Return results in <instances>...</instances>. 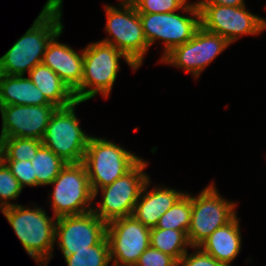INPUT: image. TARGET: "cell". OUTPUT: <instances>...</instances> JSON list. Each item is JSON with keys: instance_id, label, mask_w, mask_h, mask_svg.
Listing matches in <instances>:
<instances>
[{"instance_id": "484cf974", "label": "cell", "mask_w": 266, "mask_h": 266, "mask_svg": "<svg viewBox=\"0 0 266 266\" xmlns=\"http://www.w3.org/2000/svg\"><path fill=\"white\" fill-rule=\"evenodd\" d=\"M133 4L138 13H170L183 10L186 14H200L195 3H187V0H136Z\"/></svg>"}, {"instance_id": "6da1fadb", "label": "cell", "mask_w": 266, "mask_h": 266, "mask_svg": "<svg viewBox=\"0 0 266 266\" xmlns=\"http://www.w3.org/2000/svg\"><path fill=\"white\" fill-rule=\"evenodd\" d=\"M62 4L63 0H47L32 26L0 57V74L24 75L42 63L49 42L64 28Z\"/></svg>"}, {"instance_id": "30bf717a", "label": "cell", "mask_w": 266, "mask_h": 266, "mask_svg": "<svg viewBox=\"0 0 266 266\" xmlns=\"http://www.w3.org/2000/svg\"><path fill=\"white\" fill-rule=\"evenodd\" d=\"M205 30L225 37L231 44L242 35H258L266 29V20L254 15L246 6L195 5Z\"/></svg>"}, {"instance_id": "d6986e66", "label": "cell", "mask_w": 266, "mask_h": 266, "mask_svg": "<svg viewBox=\"0 0 266 266\" xmlns=\"http://www.w3.org/2000/svg\"><path fill=\"white\" fill-rule=\"evenodd\" d=\"M47 104L52 103L28 77L0 74V106Z\"/></svg>"}, {"instance_id": "7402d4cb", "label": "cell", "mask_w": 266, "mask_h": 266, "mask_svg": "<svg viewBox=\"0 0 266 266\" xmlns=\"http://www.w3.org/2000/svg\"><path fill=\"white\" fill-rule=\"evenodd\" d=\"M31 164L37 177V186H42L50 185L67 163L42 144Z\"/></svg>"}, {"instance_id": "52a82bcc", "label": "cell", "mask_w": 266, "mask_h": 266, "mask_svg": "<svg viewBox=\"0 0 266 266\" xmlns=\"http://www.w3.org/2000/svg\"><path fill=\"white\" fill-rule=\"evenodd\" d=\"M52 184L54 189L50 198L54 217L81 215L92 211L93 192L82 162L67 163Z\"/></svg>"}, {"instance_id": "4316f807", "label": "cell", "mask_w": 266, "mask_h": 266, "mask_svg": "<svg viewBox=\"0 0 266 266\" xmlns=\"http://www.w3.org/2000/svg\"><path fill=\"white\" fill-rule=\"evenodd\" d=\"M18 180L12 174L9 167L3 164L0 167V207L4 209L6 207L14 206L16 204L10 203L9 200H16L22 192Z\"/></svg>"}, {"instance_id": "7c38bea8", "label": "cell", "mask_w": 266, "mask_h": 266, "mask_svg": "<svg viewBox=\"0 0 266 266\" xmlns=\"http://www.w3.org/2000/svg\"><path fill=\"white\" fill-rule=\"evenodd\" d=\"M151 229L133 216L109 222L106 237L109 242L112 266H134L150 246Z\"/></svg>"}, {"instance_id": "1f68e13d", "label": "cell", "mask_w": 266, "mask_h": 266, "mask_svg": "<svg viewBox=\"0 0 266 266\" xmlns=\"http://www.w3.org/2000/svg\"><path fill=\"white\" fill-rule=\"evenodd\" d=\"M5 164V149L0 139V167Z\"/></svg>"}, {"instance_id": "ac0fdd59", "label": "cell", "mask_w": 266, "mask_h": 266, "mask_svg": "<svg viewBox=\"0 0 266 266\" xmlns=\"http://www.w3.org/2000/svg\"><path fill=\"white\" fill-rule=\"evenodd\" d=\"M237 215L226 225L217 228L198 247L217 261L230 265L241 250V233Z\"/></svg>"}, {"instance_id": "44dd1931", "label": "cell", "mask_w": 266, "mask_h": 266, "mask_svg": "<svg viewBox=\"0 0 266 266\" xmlns=\"http://www.w3.org/2000/svg\"><path fill=\"white\" fill-rule=\"evenodd\" d=\"M150 246L173 257L177 262L191 247L187 233L174 229L151 228Z\"/></svg>"}, {"instance_id": "e0dca14e", "label": "cell", "mask_w": 266, "mask_h": 266, "mask_svg": "<svg viewBox=\"0 0 266 266\" xmlns=\"http://www.w3.org/2000/svg\"><path fill=\"white\" fill-rule=\"evenodd\" d=\"M150 179L144 184L135 203L132 216L148 228L156 227L160 217L185 193L159 186L147 191Z\"/></svg>"}, {"instance_id": "83f0119b", "label": "cell", "mask_w": 266, "mask_h": 266, "mask_svg": "<svg viewBox=\"0 0 266 266\" xmlns=\"http://www.w3.org/2000/svg\"><path fill=\"white\" fill-rule=\"evenodd\" d=\"M5 163L22 188L25 186H37V177L34 174L33 165L30 160H5Z\"/></svg>"}, {"instance_id": "2e32d148", "label": "cell", "mask_w": 266, "mask_h": 266, "mask_svg": "<svg viewBox=\"0 0 266 266\" xmlns=\"http://www.w3.org/2000/svg\"><path fill=\"white\" fill-rule=\"evenodd\" d=\"M63 29L49 42L43 56L42 64L51 68L73 92L82 81L83 50L77 53L57 38Z\"/></svg>"}, {"instance_id": "603a6c76", "label": "cell", "mask_w": 266, "mask_h": 266, "mask_svg": "<svg viewBox=\"0 0 266 266\" xmlns=\"http://www.w3.org/2000/svg\"><path fill=\"white\" fill-rule=\"evenodd\" d=\"M192 212V196L184 193L158 220L156 227L188 233Z\"/></svg>"}, {"instance_id": "d4e9b609", "label": "cell", "mask_w": 266, "mask_h": 266, "mask_svg": "<svg viewBox=\"0 0 266 266\" xmlns=\"http://www.w3.org/2000/svg\"><path fill=\"white\" fill-rule=\"evenodd\" d=\"M5 149V160H32L42 141L33 138H0Z\"/></svg>"}, {"instance_id": "9a60e30c", "label": "cell", "mask_w": 266, "mask_h": 266, "mask_svg": "<svg viewBox=\"0 0 266 266\" xmlns=\"http://www.w3.org/2000/svg\"><path fill=\"white\" fill-rule=\"evenodd\" d=\"M57 107L53 104L0 106L2 129L0 138L44 137L51 115Z\"/></svg>"}, {"instance_id": "9c48e42d", "label": "cell", "mask_w": 266, "mask_h": 266, "mask_svg": "<svg viewBox=\"0 0 266 266\" xmlns=\"http://www.w3.org/2000/svg\"><path fill=\"white\" fill-rule=\"evenodd\" d=\"M147 165L148 163L141 159L124 176L100 188L102 201L99 202V207H93L92 211L103 222L108 224L113 220L132 216L140 192L150 178L143 172Z\"/></svg>"}, {"instance_id": "277c9868", "label": "cell", "mask_w": 266, "mask_h": 266, "mask_svg": "<svg viewBox=\"0 0 266 266\" xmlns=\"http://www.w3.org/2000/svg\"><path fill=\"white\" fill-rule=\"evenodd\" d=\"M141 158L104 138L90 136L82 163L89 177L93 200L99 188L129 172Z\"/></svg>"}, {"instance_id": "8fae6325", "label": "cell", "mask_w": 266, "mask_h": 266, "mask_svg": "<svg viewBox=\"0 0 266 266\" xmlns=\"http://www.w3.org/2000/svg\"><path fill=\"white\" fill-rule=\"evenodd\" d=\"M229 45L225 37L200 26L189 41L173 48L161 58V62L182 68L197 79L201 72Z\"/></svg>"}, {"instance_id": "8992f818", "label": "cell", "mask_w": 266, "mask_h": 266, "mask_svg": "<svg viewBox=\"0 0 266 266\" xmlns=\"http://www.w3.org/2000/svg\"><path fill=\"white\" fill-rule=\"evenodd\" d=\"M82 101H75L66 107H57L46 128L42 144L62 158L66 163L83 161L88 140L87 135L79 126L75 114V106Z\"/></svg>"}, {"instance_id": "d6a6232c", "label": "cell", "mask_w": 266, "mask_h": 266, "mask_svg": "<svg viewBox=\"0 0 266 266\" xmlns=\"http://www.w3.org/2000/svg\"><path fill=\"white\" fill-rule=\"evenodd\" d=\"M136 0H122L121 2H124V3H134Z\"/></svg>"}, {"instance_id": "ffe728a7", "label": "cell", "mask_w": 266, "mask_h": 266, "mask_svg": "<svg viewBox=\"0 0 266 266\" xmlns=\"http://www.w3.org/2000/svg\"><path fill=\"white\" fill-rule=\"evenodd\" d=\"M28 74V78L56 107H66L76 101L71 89L48 66L41 63L36 65Z\"/></svg>"}, {"instance_id": "cb8c5ba5", "label": "cell", "mask_w": 266, "mask_h": 266, "mask_svg": "<svg viewBox=\"0 0 266 266\" xmlns=\"http://www.w3.org/2000/svg\"><path fill=\"white\" fill-rule=\"evenodd\" d=\"M64 258L67 266H108L111 262L108 239L105 236L97 245L88 247V250L75 251Z\"/></svg>"}, {"instance_id": "7a4b0ae2", "label": "cell", "mask_w": 266, "mask_h": 266, "mask_svg": "<svg viewBox=\"0 0 266 266\" xmlns=\"http://www.w3.org/2000/svg\"><path fill=\"white\" fill-rule=\"evenodd\" d=\"M3 215L22 243L24 250L40 266H46L52 259L56 243V217L47 216L39 208L24 207L21 204L1 209Z\"/></svg>"}, {"instance_id": "5bb4252c", "label": "cell", "mask_w": 266, "mask_h": 266, "mask_svg": "<svg viewBox=\"0 0 266 266\" xmlns=\"http://www.w3.org/2000/svg\"><path fill=\"white\" fill-rule=\"evenodd\" d=\"M55 239L64 257L75 251L88 250L106 236L107 224L93 211L56 218Z\"/></svg>"}, {"instance_id": "4dcf8cb0", "label": "cell", "mask_w": 266, "mask_h": 266, "mask_svg": "<svg viewBox=\"0 0 266 266\" xmlns=\"http://www.w3.org/2000/svg\"><path fill=\"white\" fill-rule=\"evenodd\" d=\"M195 5H224L229 7L243 6L244 0H200Z\"/></svg>"}, {"instance_id": "5b68a950", "label": "cell", "mask_w": 266, "mask_h": 266, "mask_svg": "<svg viewBox=\"0 0 266 266\" xmlns=\"http://www.w3.org/2000/svg\"><path fill=\"white\" fill-rule=\"evenodd\" d=\"M120 5L121 9L111 5L105 6V31L110 38L101 41L123 52L139 68L143 64L149 45L134 4L120 2Z\"/></svg>"}, {"instance_id": "f1b7e54d", "label": "cell", "mask_w": 266, "mask_h": 266, "mask_svg": "<svg viewBox=\"0 0 266 266\" xmlns=\"http://www.w3.org/2000/svg\"><path fill=\"white\" fill-rule=\"evenodd\" d=\"M134 266H178V262L173 257L149 246Z\"/></svg>"}, {"instance_id": "4fadbf2b", "label": "cell", "mask_w": 266, "mask_h": 266, "mask_svg": "<svg viewBox=\"0 0 266 266\" xmlns=\"http://www.w3.org/2000/svg\"><path fill=\"white\" fill-rule=\"evenodd\" d=\"M149 47L158 39L165 44L162 58L173 48L189 41L201 26L200 14L190 17L176 12L139 13Z\"/></svg>"}, {"instance_id": "3957f363", "label": "cell", "mask_w": 266, "mask_h": 266, "mask_svg": "<svg viewBox=\"0 0 266 266\" xmlns=\"http://www.w3.org/2000/svg\"><path fill=\"white\" fill-rule=\"evenodd\" d=\"M121 57L134 71L138 69L123 52L111 44L99 41L85 47L82 81L73 91L75 100L85 102L99 93L108 98L120 70Z\"/></svg>"}, {"instance_id": "f546056e", "label": "cell", "mask_w": 266, "mask_h": 266, "mask_svg": "<svg viewBox=\"0 0 266 266\" xmlns=\"http://www.w3.org/2000/svg\"><path fill=\"white\" fill-rule=\"evenodd\" d=\"M196 251L190 255L186 252L178 261V266H226L217 261L211 255L203 252L199 247H194Z\"/></svg>"}, {"instance_id": "ba28073f", "label": "cell", "mask_w": 266, "mask_h": 266, "mask_svg": "<svg viewBox=\"0 0 266 266\" xmlns=\"http://www.w3.org/2000/svg\"><path fill=\"white\" fill-rule=\"evenodd\" d=\"M215 184L205 187L198 196H192V212L188 240L198 247L217 228L229 223L236 215V204L219 195Z\"/></svg>"}]
</instances>
